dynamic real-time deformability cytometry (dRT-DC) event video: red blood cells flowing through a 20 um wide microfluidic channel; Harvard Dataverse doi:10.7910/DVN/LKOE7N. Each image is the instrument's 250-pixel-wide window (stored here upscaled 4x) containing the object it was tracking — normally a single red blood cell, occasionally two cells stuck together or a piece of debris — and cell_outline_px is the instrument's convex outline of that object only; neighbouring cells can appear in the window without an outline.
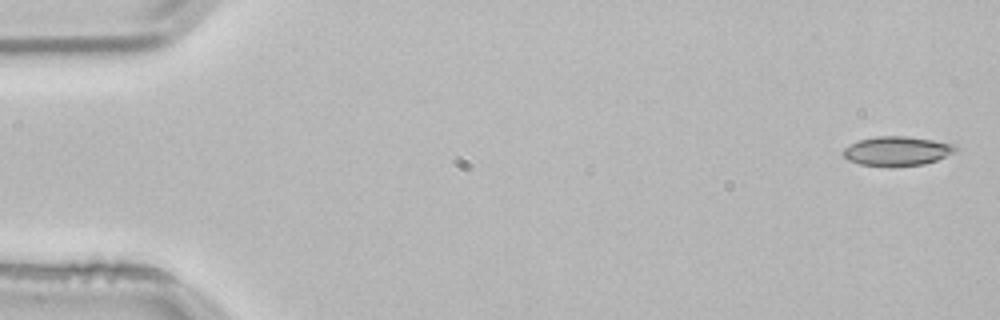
{"species": "common noctule bat (a hibernating species)", "species_latin": "Nyctalus noctula", "temperature_condition": "room temperature", "stored_images_in_passage": 4, "camera_frame_rate_fps": 3000, "um_per_image_px": 0.085, "animal": {"sex": "male", "body_mass_g": 21.5, "forearm_length_mm": 52.0}, "frame": {"image": 1, "passage_image": 1, "time_ms": 0.0, "image_size_px": [1000, 320], "cell_outline_px": [[956, 148], [952, 152], [936, 160], [924, 164], [888, 168], [860, 164], [848, 160], [840, 152], [844, 148], [860, 140], [876, 136], [904, 136], [932, 140], [952, 144]], "centroid_in_image_um": [76.16, 12.86], "position_along_channel_um": 8.8, "area_um2": 19.13}}
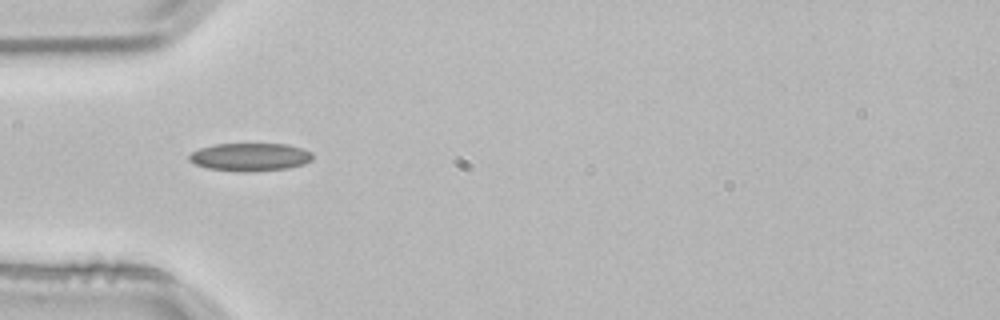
{"frame": {"image": 2, "passage_image": 4, "time_ms": 1.0, "image_size_px": [1000, 320], "cell_outline_px": [[312, 160], [304, 164], [288, 168], [252, 172], [240, 172], [208, 168], [196, 164], [188, 160], [188, 156], [192, 152], [200, 148], [212, 144], [288, 144], [312, 152]], "centroid_in_image_um": [21.25, 13.35], "position_along_channel_um": 63.7, "area_um2": 20.23}}